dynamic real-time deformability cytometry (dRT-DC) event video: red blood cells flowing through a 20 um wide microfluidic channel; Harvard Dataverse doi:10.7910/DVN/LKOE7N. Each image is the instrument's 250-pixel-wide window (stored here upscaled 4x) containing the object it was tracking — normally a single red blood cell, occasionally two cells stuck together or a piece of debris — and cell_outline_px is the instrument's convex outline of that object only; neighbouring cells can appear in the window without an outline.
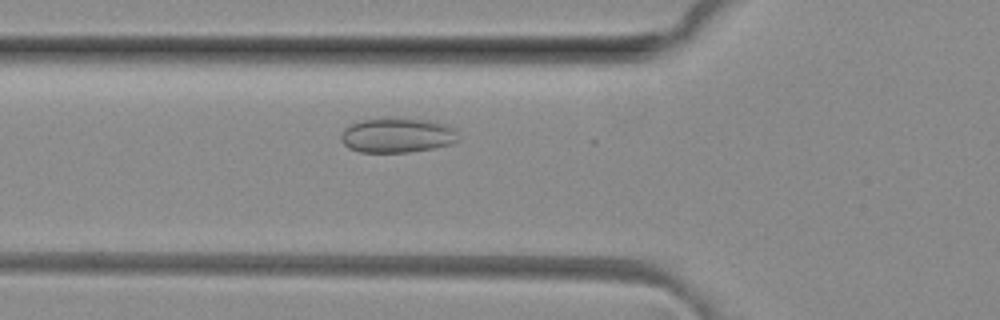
{"species": "common noctule bat (a hibernating species)", "species_latin": "Nyctalus noctula", "temperature_condition": "room temperature", "stored_images_in_passage": 38, "camera_frame_rate_fps": 3000, "um_per_image_px": 0.085, "animal": {"sex": "female", "body_mass_g": 29.2, "forearm_length_mm": 56.3}, "frame": {"image": 1, "passage_image": 6, "time_ms": 1.667, "image_size_px": [1000, 320], "cell_outline_px": [[456, 140], [448, 144], [432, 148], [408, 152], [360, 152], [348, 148], [340, 140], [340, 136], [344, 128], [360, 120], [428, 120], [448, 124], [456, 128]], "centroid_in_image_um": [33.73, 11.52], "position_along_channel_um": 92.1, "area_um2": 23.12}}
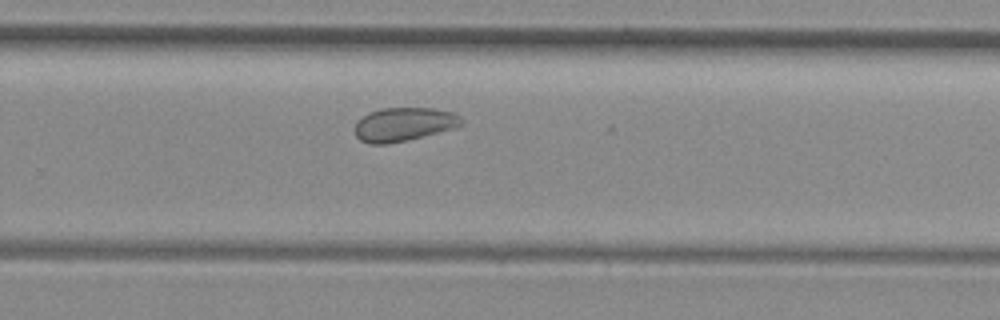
{"frame": {"image": 2, "passage_image": 21, "time_ms": 6.667, "image_size_px": [1000, 320], "cell_outline_px": [[464, 124], [452, 128], [388, 144], [368, 144], [360, 140], [356, 136], [356, 120], [368, 112], [380, 108], [436, 108], [452, 112], [460, 116], [464, 120]], "centroid_in_image_um": [34.29, 10.55], "position_along_channel_um": 295.5, "area_um2": 20.81}}
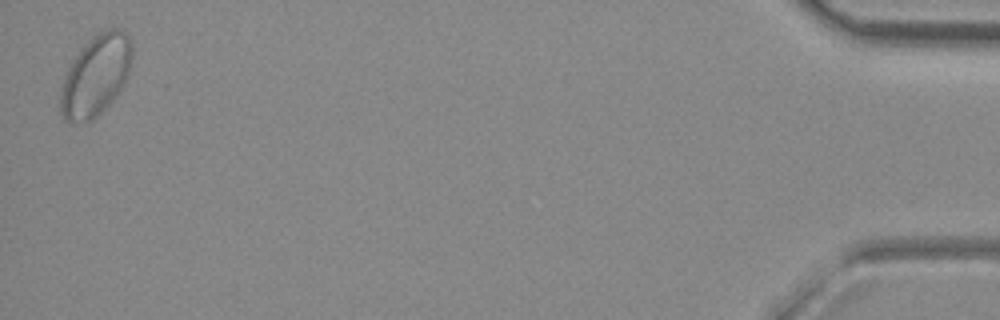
{"frame": {"image": 3, "passage_image": 38, "time_ms": 12.333, "image_size_px": [1000, 320], "cell_outline_px": [[132, 56], [128, 76], [124, 84], [112, 100], [92, 120], [64, 120], [60, 116], [60, 88], [68, 68], [72, 60], [84, 44], [100, 32], [108, 28], [120, 28], [128, 36], [132, 44]], "centroid_in_image_um": [8.14, 6.39], "position_along_channel_um": 427.1, "area_um2": 33.35}, "authors_computed_cell_mechanics": {"area_um2": 22.1374, "velocity_mm_per_s": 4.0667, "shape_relaxation_time_tau1_ms": null, "shape_relaxation_time_tau2_ms": 1.4034, "deformation_change_tau1": null, "deformation_change_tau2": 0.0475}}